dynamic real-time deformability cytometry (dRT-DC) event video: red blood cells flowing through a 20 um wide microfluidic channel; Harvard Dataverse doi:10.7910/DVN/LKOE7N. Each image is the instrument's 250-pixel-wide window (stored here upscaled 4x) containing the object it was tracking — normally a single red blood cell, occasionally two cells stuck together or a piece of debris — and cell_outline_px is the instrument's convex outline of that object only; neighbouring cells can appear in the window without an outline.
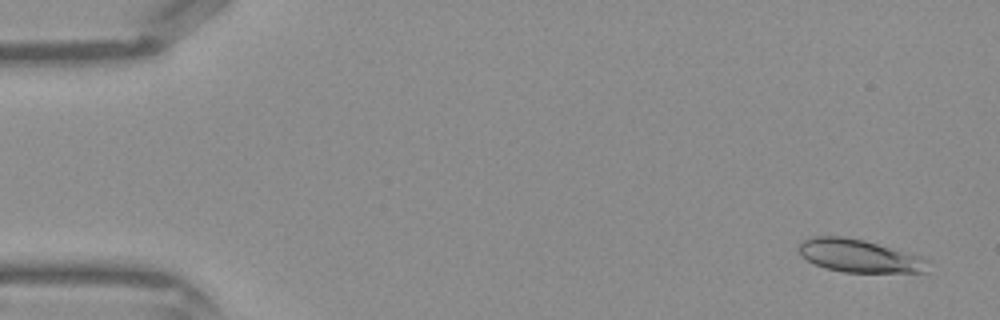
{"species": "Egyptian fruit bat (a non-hibernating species)", "species_latin": "Rousettus aegyptiacus", "temperature_condition": "warm", "stored_images_in_passage": 44, "camera_frame_rate_fps": 3000, "um_per_image_px": 0.085, "frame": {"image": 1, "passage_image": 3, "time_ms": 0.667, "image_size_px": [1000, 320], "cell_outline_px": [[932, 260], [928, 272], [844, 272], [824, 268], [800, 256], [796, 248], [796, 244], [800, 240], [812, 236], [840, 236], [864, 240], [920, 256]], "centroid_in_image_um": [73.0, 21.74], "position_along_channel_um": 12.0, "area_um2": 25.14}}
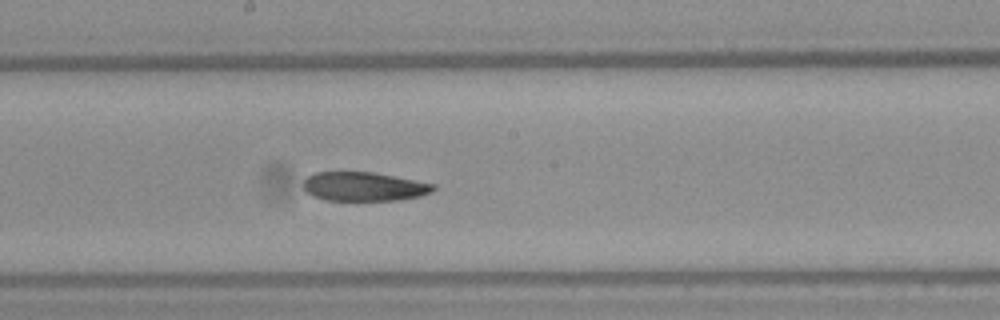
{"frame": {"image": 2, "passage_image": 24, "time_ms": 7.667, "image_size_px": [1000, 320], "cell_outline_px": [[436, 188], [432, 192], [420, 196], [396, 200], [324, 200], [312, 196], [304, 188], [304, 180], [308, 176], [316, 172], [372, 172], [436, 184]], "centroid_in_image_um": [30.94, 15.86], "position_along_channel_um": 217.3, "area_um2": 21.85}}
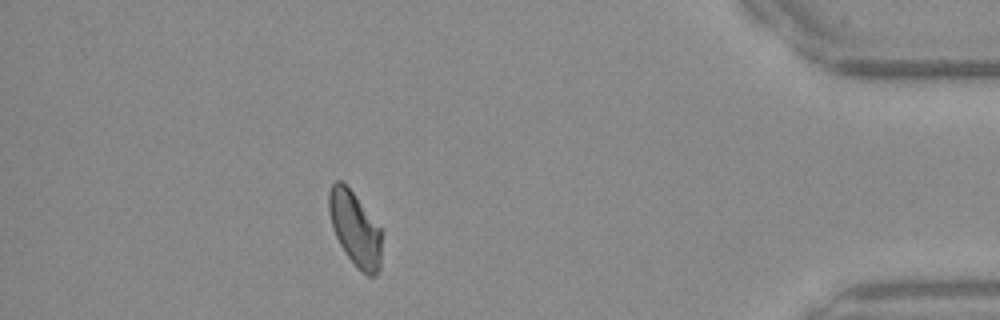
{"frame": {"image": 3, "passage_image": 39, "time_ms": 12.667, "image_size_px": [1000, 320], "cell_outline_px": [[380, 268], [376, 276], [368, 276], [356, 268], [344, 252], [336, 236], [328, 212], [328, 192], [332, 184], [336, 180], [340, 180], [352, 192], [380, 228]], "centroid_in_image_um": [30.15, 19.48], "position_along_channel_um": 405.1, "area_um2": 22.48}}